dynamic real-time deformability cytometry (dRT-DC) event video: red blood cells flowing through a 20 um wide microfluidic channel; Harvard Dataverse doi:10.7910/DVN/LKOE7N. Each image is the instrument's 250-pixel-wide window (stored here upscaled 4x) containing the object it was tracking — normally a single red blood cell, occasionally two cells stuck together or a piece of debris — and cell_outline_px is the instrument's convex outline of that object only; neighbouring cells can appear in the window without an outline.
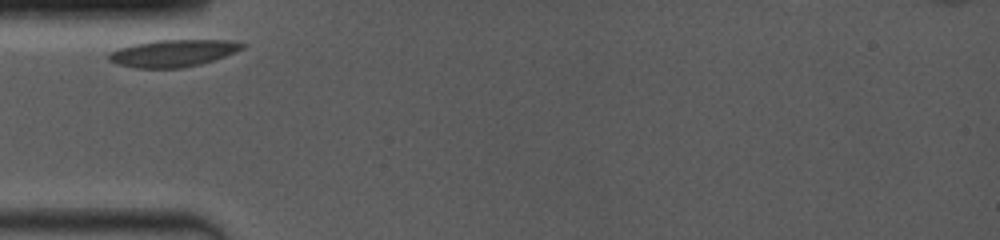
{"species": "common noctule bat (a hibernating species)", "species_latin": "Nyctalus noctula", "temperature_condition": "room temperature", "stored_images_in_passage": 32, "camera_frame_rate_fps": 4000, "um_per_image_px": 0.085, "animal": {"sex": "female", "body_mass_g": 19.0, "forearm_length_mm": 53.3}, "frame": {"image": 1, "passage_image": 1, "time_ms": 0.0, "image_size_px": [1000, 240], "cell_outline_px": [[244, 48], [236, 52], [200, 64], [180, 68], [132, 68], [116, 64], [108, 60], [108, 52], [132, 44], [156, 40], [224, 40], [244, 44]], "centroid_in_image_um": [14.64, 4.53], "position_along_channel_um": 70.4, "area_um2": 20.98}}
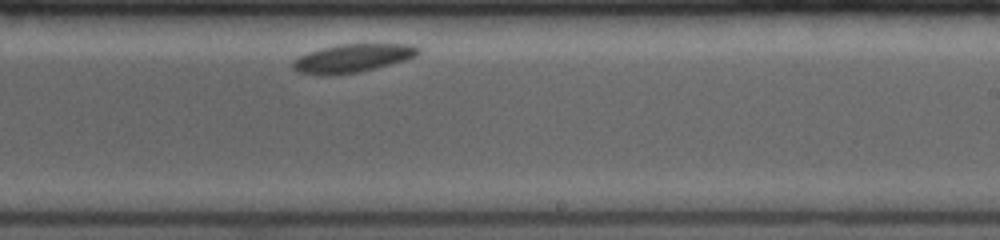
{"frame": {"image": 2, "passage_image": 18, "time_ms": 5.5, "image_size_px": [1000, 240], "cell_outline_px": [[420, 52], [416, 56], [404, 60], [376, 68], [356, 72], [328, 76], [320, 76], [296, 72], [292, 68], [292, 64], [300, 56], [308, 52], [320, 48], [340, 44], [416, 44], [420, 48]], "centroid_in_image_um": [29.96, 4.95], "position_along_channel_um": 259.0, "area_um2": 20.81}}
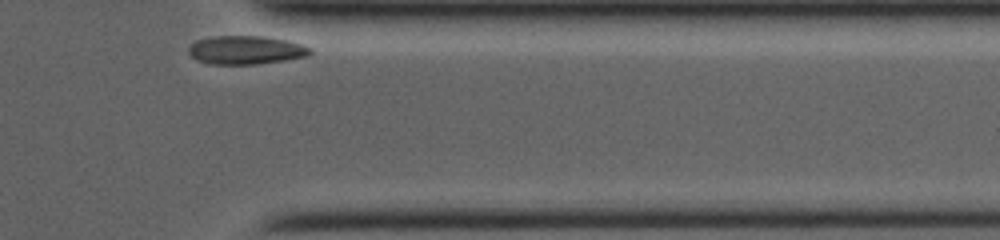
{"frame": {"image": 3, "passage_image": 31, "time_ms": 9.25, "image_size_px": [1000, 240], "cell_outline_px": [[312, 52], [308, 56], [284, 60], [252, 64], [212, 64], [196, 60], [188, 52], [188, 48], [196, 40], [212, 36], [264, 36], [304, 44], [312, 48]], "centroid_in_image_um": [20.91, 4.24], "position_along_channel_um": 390.5, "area_um2": 20.17}}